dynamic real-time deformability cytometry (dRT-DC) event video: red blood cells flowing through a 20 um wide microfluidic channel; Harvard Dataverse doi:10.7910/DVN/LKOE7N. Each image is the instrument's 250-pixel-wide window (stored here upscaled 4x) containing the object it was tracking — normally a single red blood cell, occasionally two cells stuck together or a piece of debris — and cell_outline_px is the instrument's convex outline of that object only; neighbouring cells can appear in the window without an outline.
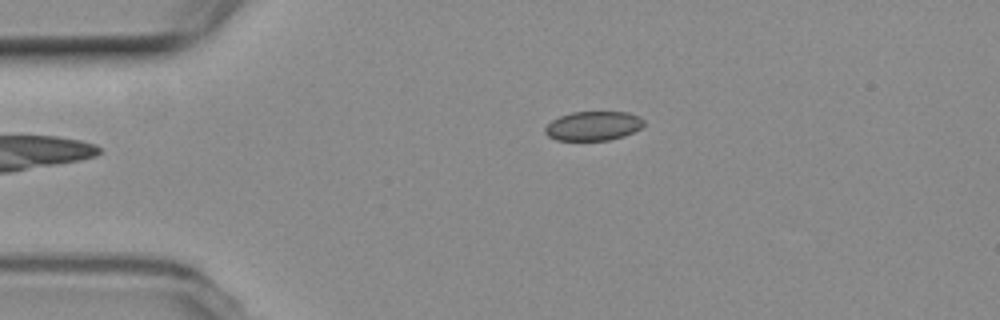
{"species": "common noctule bat (a hibernating species)", "species_latin": "Nyctalus noctula", "temperature_condition": "room temperature", "stored_images_in_passage": 5, "camera_frame_rate_fps": 3000, "um_per_image_px": 0.085, "animal": {"sex": "female", "body_mass_g": 19.3, "forearm_length_mm": 54.1}, "frame": {"image": 1, "passage_image": 5, "time_ms": 5.333, "image_size_px": [1000, 320], "cell_outline_px": [[644, 124], [640, 128], [624, 136], [608, 140], [556, 140], [548, 136], [544, 132], [544, 128], [552, 120], [560, 116], [572, 112], [628, 112], [640, 116], [644, 120]], "centroid_in_image_um": [50.42, 10.7], "position_along_channel_um": 34.6, "area_um2": 16.82}}